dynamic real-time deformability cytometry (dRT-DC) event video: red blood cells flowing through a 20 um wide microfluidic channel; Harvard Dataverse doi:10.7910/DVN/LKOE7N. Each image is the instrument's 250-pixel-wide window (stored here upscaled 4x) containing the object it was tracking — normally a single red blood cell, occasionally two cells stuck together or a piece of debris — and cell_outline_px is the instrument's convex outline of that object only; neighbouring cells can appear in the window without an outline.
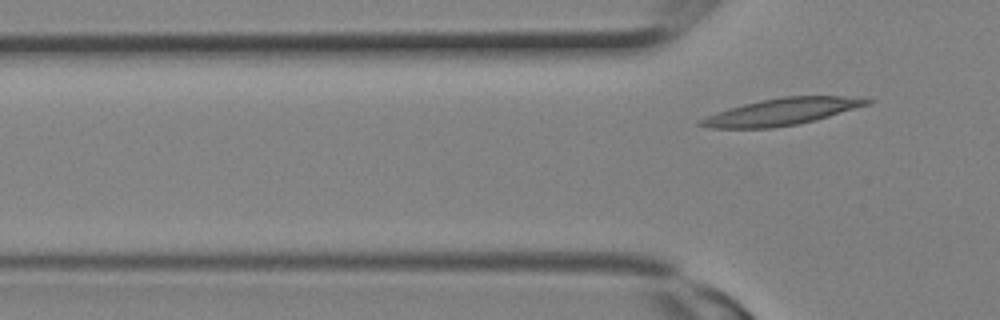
{"species": "Egyptian fruit bat (a non-hibernating species)", "species_latin": "Rousettus aegyptiacus", "temperature_condition": "room temperature", "stored_images_in_passage": 4, "camera_frame_rate_fps": 3000, "um_per_image_px": 0.085, "animal": {"sex": "female"}, "frame": {"image": 1, "passage_image": 4, "time_ms": 1.0, "image_size_px": [1000, 320], "cell_outline_px": [[876, 100], [872, 104], [828, 116], [796, 124], [772, 128], [708, 128], [696, 124], [700, 120], [716, 112], [728, 108], [760, 100], [784, 96], [840, 96]], "centroid_in_image_um": [66.44, 9.49], "position_along_channel_um": 59.4, "area_um2": 25.78}}